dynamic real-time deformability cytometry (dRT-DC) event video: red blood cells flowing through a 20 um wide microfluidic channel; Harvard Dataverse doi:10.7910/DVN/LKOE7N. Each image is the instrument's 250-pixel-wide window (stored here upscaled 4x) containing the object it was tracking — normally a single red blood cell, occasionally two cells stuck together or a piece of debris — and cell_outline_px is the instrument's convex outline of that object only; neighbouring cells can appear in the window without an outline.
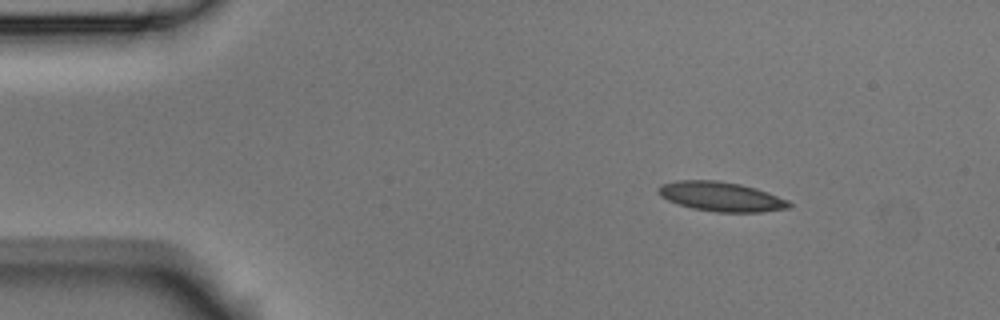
{"species": "Egyptian fruit bat (a non-hibernating species)", "species_latin": "Rousettus aegyptiacus", "temperature_condition": "room temperature", "stored_images_in_passage": 5, "camera_frame_rate_fps": 3000, "um_per_image_px": 0.085, "animal": {"sex": "male"}, "frame": {"image": 1, "passage_image": 1, "time_ms": 0.0, "image_size_px": [1000, 320], "cell_outline_px": [[792, 208], [760, 212], [716, 212], [692, 208], [668, 200], [660, 196], [656, 188], [660, 184], [676, 180], [716, 180], [740, 184], [756, 188], [768, 192], [788, 200], [792, 204]], "centroid_in_image_um": [61.3, 16.7], "position_along_channel_um": 23.7, "area_um2": 22.6}}
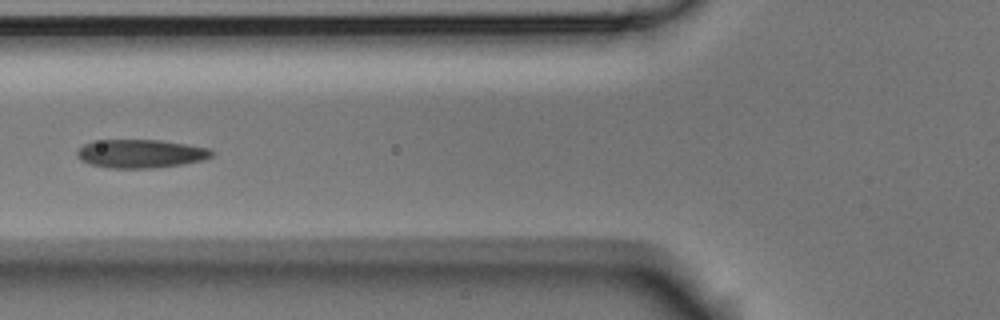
{"frame": {"image": 2, "passage_image": 5, "time_ms": 1.333, "image_size_px": [1000, 320], "cell_outline_px": [[216, 152], [212, 156], [204, 160], [184, 164], [152, 168], [108, 168], [88, 164], [80, 160], [76, 156], [76, 152], [84, 144], [92, 140], [160, 140], [208, 148]], "centroid_in_image_um": [11.93, 13.07], "position_along_channel_um": 113.9, "area_um2": 22.54}}